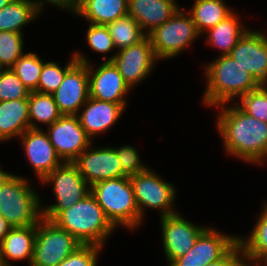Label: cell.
Masks as SVG:
<instances>
[{"label":"cell","instance_id":"cell-18","mask_svg":"<svg viewBox=\"0 0 267 266\" xmlns=\"http://www.w3.org/2000/svg\"><path fill=\"white\" fill-rule=\"evenodd\" d=\"M19 139L22 141L27 160L40 182L64 163L56 153L47 133L42 129H28Z\"/></svg>","mask_w":267,"mask_h":266},{"label":"cell","instance_id":"cell-6","mask_svg":"<svg viewBox=\"0 0 267 266\" xmlns=\"http://www.w3.org/2000/svg\"><path fill=\"white\" fill-rule=\"evenodd\" d=\"M158 60L178 56L202 36L191 15L179 8L173 16L147 35Z\"/></svg>","mask_w":267,"mask_h":266},{"label":"cell","instance_id":"cell-5","mask_svg":"<svg viewBox=\"0 0 267 266\" xmlns=\"http://www.w3.org/2000/svg\"><path fill=\"white\" fill-rule=\"evenodd\" d=\"M28 181L14 175L0 188V215L11 227L37 225L43 218L40 195Z\"/></svg>","mask_w":267,"mask_h":266},{"label":"cell","instance_id":"cell-12","mask_svg":"<svg viewBox=\"0 0 267 266\" xmlns=\"http://www.w3.org/2000/svg\"><path fill=\"white\" fill-rule=\"evenodd\" d=\"M45 132L64 163H72L93 142L77 115H62Z\"/></svg>","mask_w":267,"mask_h":266},{"label":"cell","instance_id":"cell-24","mask_svg":"<svg viewBox=\"0 0 267 266\" xmlns=\"http://www.w3.org/2000/svg\"><path fill=\"white\" fill-rule=\"evenodd\" d=\"M238 14L233 12L230 16L220 21L215 27L210 28L207 33L206 42L213 48L221 50L220 55H228L237 44L238 40L248 30L240 23Z\"/></svg>","mask_w":267,"mask_h":266},{"label":"cell","instance_id":"cell-26","mask_svg":"<svg viewBox=\"0 0 267 266\" xmlns=\"http://www.w3.org/2000/svg\"><path fill=\"white\" fill-rule=\"evenodd\" d=\"M38 16L32 0H12L0 9V31L23 34L22 28Z\"/></svg>","mask_w":267,"mask_h":266},{"label":"cell","instance_id":"cell-30","mask_svg":"<svg viewBox=\"0 0 267 266\" xmlns=\"http://www.w3.org/2000/svg\"><path fill=\"white\" fill-rule=\"evenodd\" d=\"M43 63L44 61L35 52H26L16 60L11 69L31 92H38V82Z\"/></svg>","mask_w":267,"mask_h":266},{"label":"cell","instance_id":"cell-27","mask_svg":"<svg viewBox=\"0 0 267 266\" xmlns=\"http://www.w3.org/2000/svg\"><path fill=\"white\" fill-rule=\"evenodd\" d=\"M256 224L249 236H239L246 259L261 262L267 258V202L257 218Z\"/></svg>","mask_w":267,"mask_h":266},{"label":"cell","instance_id":"cell-25","mask_svg":"<svg viewBox=\"0 0 267 266\" xmlns=\"http://www.w3.org/2000/svg\"><path fill=\"white\" fill-rule=\"evenodd\" d=\"M187 12L199 33L203 35L234 11L226 5L225 0H194L191 10Z\"/></svg>","mask_w":267,"mask_h":266},{"label":"cell","instance_id":"cell-34","mask_svg":"<svg viewBox=\"0 0 267 266\" xmlns=\"http://www.w3.org/2000/svg\"><path fill=\"white\" fill-rule=\"evenodd\" d=\"M30 92L11 68L0 69V102L28 99Z\"/></svg>","mask_w":267,"mask_h":266},{"label":"cell","instance_id":"cell-40","mask_svg":"<svg viewBox=\"0 0 267 266\" xmlns=\"http://www.w3.org/2000/svg\"><path fill=\"white\" fill-rule=\"evenodd\" d=\"M11 226L8 222L0 215V242L4 239V236L8 233Z\"/></svg>","mask_w":267,"mask_h":266},{"label":"cell","instance_id":"cell-33","mask_svg":"<svg viewBox=\"0 0 267 266\" xmlns=\"http://www.w3.org/2000/svg\"><path fill=\"white\" fill-rule=\"evenodd\" d=\"M237 104L249 116L267 122V85H260L240 98Z\"/></svg>","mask_w":267,"mask_h":266},{"label":"cell","instance_id":"cell-44","mask_svg":"<svg viewBox=\"0 0 267 266\" xmlns=\"http://www.w3.org/2000/svg\"><path fill=\"white\" fill-rule=\"evenodd\" d=\"M261 263H262L264 266H267V258H265L263 261H261Z\"/></svg>","mask_w":267,"mask_h":266},{"label":"cell","instance_id":"cell-1","mask_svg":"<svg viewBox=\"0 0 267 266\" xmlns=\"http://www.w3.org/2000/svg\"><path fill=\"white\" fill-rule=\"evenodd\" d=\"M217 107L216 127L225 152L246 163L263 164L267 160V122L249 116L237 104Z\"/></svg>","mask_w":267,"mask_h":266},{"label":"cell","instance_id":"cell-9","mask_svg":"<svg viewBox=\"0 0 267 266\" xmlns=\"http://www.w3.org/2000/svg\"><path fill=\"white\" fill-rule=\"evenodd\" d=\"M130 181L142 220L145 218V209L148 208L160 211V217L177 213L173 205L177 194L176 187L162 180L155 170L148 168L130 177Z\"/></svg>","mask_w":267,"mask_h":266},{"label":"cell","instance_id":"cell-14","mask_svg":"<svg viewBox=\"0 0 267 266\" xmlns=\"http://www.w3.org/2000/svg\"><path fill=\"white\" fill-rule=\"evenodd\" d=\"M162 226V243L167 262L185 255L196 243L206 226L194 225L178 212L160 217Z\"/></svg>","mask_w":267,"mask_h":266},{"label":"cell","instance_id":"cell-7","mask_svg":"<svg viewBox=\"0 0 267 266\" xmlns=\"http://www.w3.org/2000/svg\"><path fill=\"white\" fill-rule=\"evenodd\" d=\"M46 183L52 186L56 200L53 204L41 205L43 218L50 221L91 193V186L73 163H63L55 168L41 181V184Z\"/></svg>","mask_w":267,"mask_h":266},{"label":"cell","instance_id":"cell-42","mask_svg":"<svg viewBox=\"0 0 267 266\" xmlns=\"http://www.w3.org/2000/svg\"><path fill=\"white\" fill-rule=\"evenodd\" d=\"M240 266H264L261 262H255L248 259H245Z\"/></svg>","mask_w":267,"mask_h":266},{"label":"cell","instance_id":"cell-16","mask_svg":"<svg viewBox=\"0 0 267 266\" xmlns=\"http://www.w3.org/2000/svg\"><path fill=\"white\" fill-rule=\"evenodd\" d=\"M92 145L72 162L86 182L92 186L103 180L124 177L114 147L92 148Z\"/></svg>","mask_w":267,"mask_h":266},{"label":"cell","instance_id":"cell-35","mask_svg":"<svg viewBox=\"0 0 267 266\" xmlns=\"http://www.w3.org/2000/svg\"><path fill=\"white\" fill-rule=\"evenodd\" d=\"M114 149L124 177L130 178L148 169V167L141 162L139 152L134 146L123 145L119 148L114 147Z\"/></svg>","mask_w":267,"mask_h":266},{"label":"cell","instance_id":"cell-32","mask_svg":"<svg viewBox=\"0 0 267 266\" xmlns=\"http://www.w3.org/2000/svg\"><path fill=\"white\" fill-rule=\"evenodd\" d=\"M23 34L0 31V69L12 68L16 60L24 54Z\"/></svg>","mask_w":267,"mask_h":266},{"label":"cell","instance_id":"cell-13","mask_svg":"<svg viewBox=\"0 0 267 266\" xmlns=\"http://www.w3.org/2000/svg\"><path fill=\"white\" fill-rule=\"evenodd\" d=\"M238 238L208 226L195 245L169 266H207L224 257L238 243Z\"/></svg>","mask_w":267,"mask_h":266},{"label":"cell","instance_id":"cell-3","mask_svg":"<svg viewBox=\"0 0 267 266\" xmlns=\"http://www.w3.org/2000/svg\"><path fill=\"white\" fill-rule=\"evenodd\" d=\"M53 222L68 231L82 245L105 246L115 228L106 218L102 207L90 193L84 199L63 210Z\"/></svg>","mask_w":267,"mask_h":266},{"label":"cell","instance_id":"cell-2","mask_svg":"<svg viewBox=\"0 0 267 266\" xmlns=\"http://www.w3.org/2000/svg\"><path fill=\"white\" fill-rule=\"evenodd\" d=\"M206 87L202 95L205 106L216 107L241 98L261 84L229 55H220L204 67Z\"/></svg>","mask_w":267,"mask_h":266},{"label":"cell","instance_id":"cell-15","mask_svg":"<svg viewBox=\"0 0 267 266\" xmlns=\"http://www.w3.org/2000/svg\"><path fill=\"white\" fill-rule=\"evenodd\" d=\"M261 85L267 84V36L248 29L228 54Z\"/></svg>","mask_w":267,"mask_h":266},{"label":"cell","instance_id":"cell-43","mask_svg":"<svg viewBox=\"0 0 267 266\" xmlns=\"http://www.w3.org/2000/svg\"><path fill=\"white\" fill-rule=\"evenodd\" d=\"M12 0H0V9L10 3Z\"/></svg>","mask_w":267,"mask_h":266},{"label":"cell","instance_id":"cell-8","mask_svg":"<svg viewBox=\"0 0 267 266\" xmlns=\"http://www.w3.org/2000/svg\"><path fill=\"white\" fill-rule=\"evenodd\" d=\"M82 244L53 221L42 218L36 227L30 266H58Z\"/></svg>","mask_w":267,"mask_h":266},{"label":"cell","instance_id":"cell-23","mask_svg":"<svg viewBox=\"0 0 267 266\" xmlns=\"http://www.w3.org/2000/svg\"><path fill=\"white\" fill-rule=\"evenodd\" d=\"M129 0H80L77 16L89 23L107 25L128 14Z\"/></svg>","mask_w":267,"mask_h":266},{"label":"cell","instance_id":"cell-38","mask_svg":"<svg viewBox=\"0 0 267 266\" xmlns=\"http://www.w3.org/2000/svg\"><path fill=\"white\" fill-rule=\"evenodd\" d=\"M245 259L244 250L238 242L224 257L207 266H240Z\"/></svg>","mask_w":267,"mask_h":266},{"label":"cell","instance_id":"cell-11","mask_svg":"<svg viewBox=\"0 0 267 266\" xmlns=\"http://www.w3.org/2000/svg\"><path fill=\"white\" fill-rule=\"evenodd\" d=\"M102 60L112 61L130 88L144 81L158 62L148 36L137 44L117 50L110 58L103 56Z\"/></svg>","mask_w":267,"mask_h":266},{"label":"cell","instance_id":"cell-28","mask_svg":"<svg viewBox=\"0 0 267 266\" xmlns=\"http://www.w3.org/2000/svg\"><path fill=\"white\" fill-rule=\"evenodd\" d=\"M30 129H43L37 123L50 126L62 114L59 112L52 94L32 91L28 97Z\"/></svg>","mask_w":267,"mask_h":266},{"label":"cell","instance_id":"cell-21","mask_svg":"<svg viewBox=\"0 0 267 266\" xmlns=\"http://www.w3.org/2000/svg\"><path fill=\"white\" fill-rule=\"evenodd\" d=\"M37 225L28 227H11L0 242V265L12 266L10 260H28L33 258Z\"/></svg>","mask_w":267,"mask_h":266},{"label":"cell","instance_id":"cell-19","mask_svg":"<svg viewBox=\"0 0 267 266\" xmlns=\"http://www.w3.org/2000/svg\"><path fill=\"white\" fill-rule=\"evenodd\" d=\"M124 110L125 108L121 104L89 97L81 107L79 111L81 113H78L77 116L87 135L94 139L93 137L111 129L123 115Z\"/></svg>","mask_w":267,"mask_h":266},{"label":"cell","instance_id":"cell-41","mask_svg":"<svg viewBox=\"0 0 267 266\" xmlns=\"http://www.w3.org/2000/svg\"><path fill=\"white\" fill-rule=\"evenodd\" d=\"M15 174L8 173L0 168V188L8 182Z\"/></svg>","mask_w":267,"mask_h":266},{"label":"cell","instance_id":"cell-4","mask_svg":"<svg viewBox=\"0 0 267 266\" xmlns=\"http://www.w3.org/2000/svg\"><path fill=\"white\" fill-rule=\"evenodd\" d=\"M91 194L115 228L122 226L132 231L142 224L130 178L97 182L91 186Z\"/></svg>","mask_w":267,"mask_h":266},{"label":"cell","instance_id":"cell-31","mask_svg":"<svg viewBox=\"0 0 267 266\" xmlns=\"http://www.w3.org/2000/svg\"><path fill=\"white\" fill-rule=\"evenodd\" d=\"M77 62L71 55L66 66L62 68L57 62H44L38 82V92L53 94L63 82L66 72Z\"/></svg>","mask_w":267,"mask_h":266},{"label":"cell","instance_id":"cell-10","mask_svg":"<svg viewBox=\"0 0 267 266\" xmlns=\"http://www.w3.org/2000/svg\"><path fill=\"white\" fill-rule=\"evenodd\" d=\"M77 62L87 64L89 75V97L106 102L127 106L126 96L132 90L112 61H104L93 67L85 54L80 51L73 53Z\"/></svg>","mask_w":267,"mask_h":266},{"label":"cell","instance_id":"cell-37","mask_svg":"<svg viewBox=\"0 0 267 266\" xmlns=\"http://www.w3.org/2000/svg\"><path fill=\"white\" fill-rule=\"evenodd\" d=\"M101 249L95 245H81L58 266H97Z\"/></svg>","mask_w":267,"mask_h":266},{"label":"cell","instance_id":"cell-20","mask_svg":"<svg viewBox=\"0 0 267 266\" xmlns=\"http://www.w3.org/2000/svg\"><path fill=\"white\" fill-rule=\"evenodd\" d=\"M179 8L175 0L128 1V14L137 21L146 35L169 20Z\"/></svg>","mask_w":267,"mask_h":266},{"label":"cell","instance_id":"cell-22","mask_svg":"<svg viewBox=\"0 0 267 266\" xmlns=\"http://www.w3.org/2000/svg\"><path fill=\"white\" fill-rule=\"evenodd\" d=\"M30 129L28 99L0 102V142L19 138Z\"/></svg>","mask_w":267,"mask_h":266},{"label":"cell","instance_id":"cell-36","mask_svg":"<svg viewBox=\"0 0 267 266\" xmlns=\"http://www.w3.org/2000/svg\"><path fill=\"white\" fill-rule=\"evenodd\" d=\"M86 39L89 47L98 53L105 55L116 49L106 25L89 23Z\"/></svg>","mask_w":267,"mask_h":266},{"label":"cell","instance_id":"cell-29","mask_svg":"<svg viewBox=\"0 0 267 266\" xmlns=\"http://www.w3.org/2000/svg\"><path fill=\"white\" fill-rule=\"evenodd\" d=\"M116 50H120L142 41L147 35L137 21L129 14L106 25Z\"/></svg>","mask_w":267,"mask_h":266},{"label":"cell","instance_id":"cell-39","mask_svg":"<svg viewBox=\"0 0 267 266\" xmlns=\"http://www.w3.org/2000/svg\"><path fill=\"white\" fill-rule=\"evenodd\" d=\"M32 1L34 2V5L39 15L43 11L42 9L45 8L44 7L45 3H49L50 5H54L60 9L64 8V10L66 9L76 15L80 2V0H32Z\"/></svg>","mask_w":267,"mask_h":266},{"label":"cell","instance_id":"cell-17","mask_svg":"<svg viewBox=\"0 0 267 266\" xmlns=\"http://www.w3.org/2000/svg\"><path fill=\"white\" fill-rule=\"evenodd\" d=\"M52 95L62 115H77L89 98L87 64L76 62Z\"/></svg>","mask_w":267,"mask_h":266}]
</instances>
